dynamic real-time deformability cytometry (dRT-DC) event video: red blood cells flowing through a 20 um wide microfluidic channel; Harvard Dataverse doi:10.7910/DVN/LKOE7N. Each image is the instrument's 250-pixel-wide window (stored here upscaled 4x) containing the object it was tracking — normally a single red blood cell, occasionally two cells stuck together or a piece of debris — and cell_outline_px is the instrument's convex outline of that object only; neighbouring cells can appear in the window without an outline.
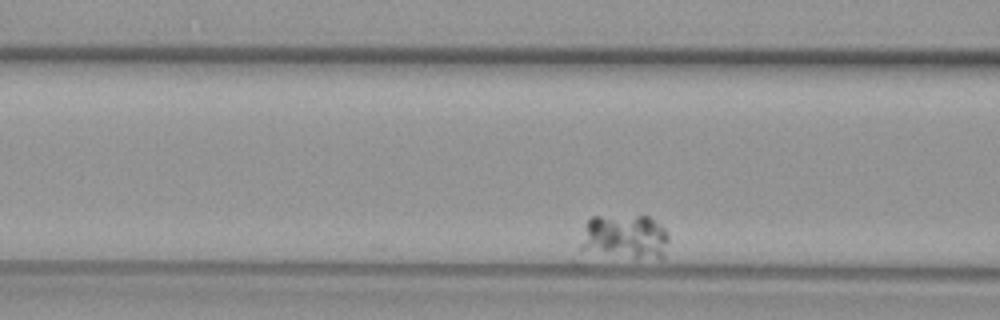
{"species": "common noctule bat (a hibernating species)", "species_latin": "Nyctalus noctula", "temperature_condition": "warm", "stored_images_in_passage": 44, "camera_frame_rate_fps": 3000, "um_per_image_px": 0.085, "animal": {"sex": "female", "body_mass_g": 29.2, "forearm_length_mm": 56.3}, "frame": {"image": 1, "passage_image": 13, "time_ms": 4.0, "image_size_px": [1000, 320], "cell_outline_px": [[668, 240], [664, 260], [636, 260], [580, 248], [580, 244], [588, 220], [592, 216], [648, 216], [660, 224], [664, 228], [668, 236]], "centroid_in_image_um": [53.21, 20.17], "position_along_channel_um": 113.4, "area_um2": 23.18}}